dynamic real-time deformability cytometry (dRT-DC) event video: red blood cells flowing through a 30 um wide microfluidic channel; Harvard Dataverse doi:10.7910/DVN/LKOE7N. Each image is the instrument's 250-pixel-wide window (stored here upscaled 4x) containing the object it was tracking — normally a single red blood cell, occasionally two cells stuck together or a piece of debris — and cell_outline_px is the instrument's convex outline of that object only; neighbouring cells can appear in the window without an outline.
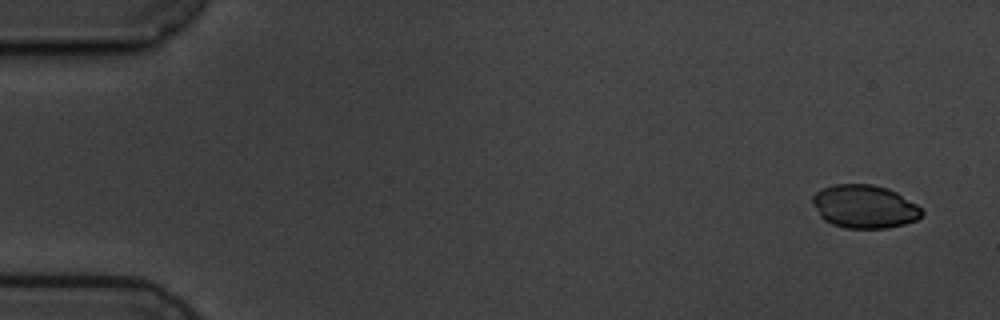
{"species": "common noctule bat (a hibernating species)", "species_latin": "Nyctalus noctula", "temperature_condition": "cold", "stored_images_in_passage": 5, "camera_frame_rate_fps": 3000, "um_per_image_px": 0.085, "animal": {"sex": "male", "body_mass_g": 19.5, "forearm_length_mm": 54.6}, "frame": {"image": 1, "passage_image": 1, "time_ms": 0.0, "image_size_px": [1000, 320], "cell_outline_px": [[924, 212], [916, 220], [904, 224], [888, 228], [844, 228], [832, 224], [824, 220], [820, 216], [812, 204], [812, 196], [816, 192], [824, 188], [836, 184], [872, 184], [888, 188], [896, 192], [916, 204]], "centroid_in_image_um": [73.46, 17.56], "position_along_channel_um": 11.5, "area_um2": 27.51}}